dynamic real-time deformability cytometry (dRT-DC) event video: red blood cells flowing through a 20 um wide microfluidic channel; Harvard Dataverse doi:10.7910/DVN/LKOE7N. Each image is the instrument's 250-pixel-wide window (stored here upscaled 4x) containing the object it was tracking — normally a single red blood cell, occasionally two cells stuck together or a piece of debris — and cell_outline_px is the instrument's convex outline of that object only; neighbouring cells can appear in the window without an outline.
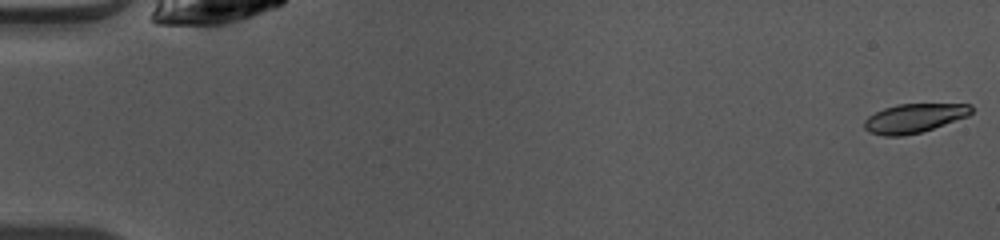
{"species": "common noctule bat (a hibernating species)", "species_latin": "Nyctalus noctula", "temperature_condition": "warm", "stored_images_in_passage": 49, "camera_frame_rate_fps": 3000, "um_per_image_px": 0.085, "animal": {"sex": "female", "body_mass_g": 10.0, "forearm_length_mm": 53.1}, "frame": {"image": 1, "passage_image": 1, "time_ms": 0.0, "image_size_px": [1000, 240], "cell_outline_px": [[972, 112], [968, 116], [920, 132], [904, 136], [884, 136], [868, 132], [864, 128], [864, 120], [868, 116], [884, 108], [896, 104], [972, 104]], "centroid_in_image_um": [77.67, 10.04], "position_along_channel_um": 7.3, "area_um2": 18.03}}
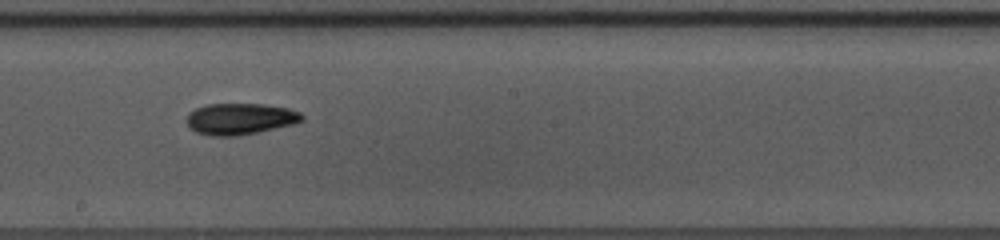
{"frame": {"image": 2, "passage_image": 28, "time_ms": 9.0, "image_size_px": [1000, 240], "cell_outline_px": [[304, 120], [292, 124], [240, 136], [212, 136], [196, 132], [188, 124], [188, 112], [204, 104], [264, 104], [288, 108], [300, 112], [304, 116]], "centroid_in_image_um": [20.42, 10.1], "position_along_channel_um": 227.8, "area_um2": 21.04}}
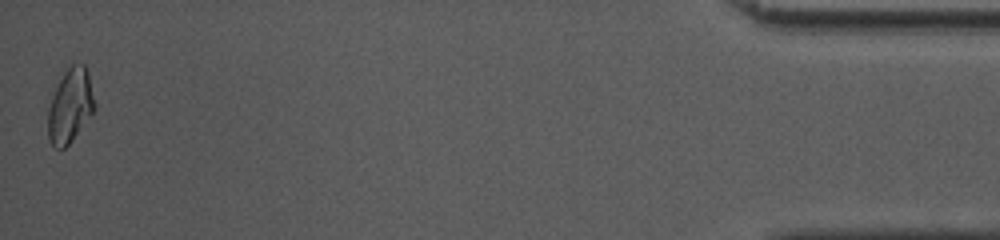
{"frame": {"image": 3, "passage_image": 49, "time_ms": 16.0, "image_size_px": [1000, 240], "cell_outline_px": [[96, 108], [72, 140], [64, 148], [56, 148], [48, 140], [48, 108], [56, 88], [64, 72], [72, 64], [84, 64], [88, 72], [96, 104]], "centroid_in_image_um": [5.98, 8.99], "position_along_channel_um": 429.2, "area_um2": 19.88}, "authors_computed_cell_mechanics": {"area_um2": 19.5942, "velocity_mm_per_s": 4.0901, "shape_relaxation_time_tau1_ms": 3.3969, "shape_relaxation_time_tau2_ms": 8.4815, "deformation_change_tau1": 0.1561, "deformation_change_tau2": 0.1343}}